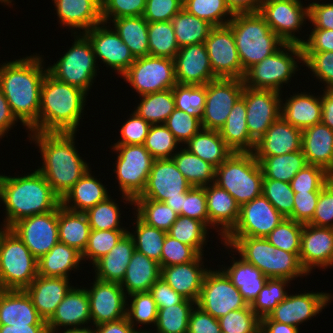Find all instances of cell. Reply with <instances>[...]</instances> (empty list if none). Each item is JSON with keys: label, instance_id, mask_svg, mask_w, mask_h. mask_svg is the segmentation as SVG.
<instances>
[{"label": "cell", "instance_id": "obj_1", "mask_svg": "<svg viewBox=\"0 0 333 333\" xmlns=\"http://www.w3.org/2000/svg\"><path fill=\"white\" fill-rule=\"evenodd\" d=\"M44 55L30 56L1 63L0 87L12 114L28 132H38L41 86L48 68Z\"/></svg>", "mask_w": 333, "mask_h": 333}, {"label": "cell", "instance_id": "obj_2", "mask_svg": "<svg viewBox=\"0 0 333 333\" xmlns=\"http://www.w3.org/2000/svg\"><path fill=\"white\" fill-rule=\"evenodd\" d=\"M28 140L39 148L38 171L62 199L91 165L80 156L76 132H28Z\"/></svg>", "mask_w": 333, "mask_h": 333}, {"label": "cell", "instance_id": "obj_3", "mask_svg": "<svg viewBox=\"0 0 333 333\" xmlns=\"http://www.w3.org/2000/svg\"><path fill=\"white\" fill-rule=\"evenodd\" d=\"M24 175L0 173V204L5 206V217L0 227L10 228L17 221L57 209L61 198L46 178L35 168Z\"/></svg>", "mask_w": 333, "mask_h": 333}, {"label": "cell", "instance_id": "obj_4", "mask_svg": "<svg viewBox=\"0 0 333 333\" xmlns=\"http://www.w3.org/2000/svg\"><path fill=\"white\" fill-rule=\"evenodd\" d=\"M88 94L56 80L49 73L41 86L38 132H76L80 126Z\"/></svg>", "mask_w": 333, "mask_h": 333}, {"label": "cell", "instance_id": "obj_5", "mask_svg": "<svg viewBox=\"0 0 333 333\" xmlns=\"http://www.w3.org/2000/svg\"><path fill=\"white\" fill-rule=\"evenodd\" d=\"M227 25L232 29L242 64V79L249 68L275 53L284 44L259 12L235 14Z\"/></svg>", "mask_w": 333, "mask_h": 333}, {"label": "cell", "instance_id": "obj_6", "mask_svg": "<svg viewBox=\"0 0 333 333\" xmlns=\"http://www.w3.org/2000/svg\"><path fill=\"white\" fill-rule=\"evenodd\" d=\"M298 62V63H297ZM302 63L301 65H299ZM300 66V67H299ZM304 66L302 46L284 43L275 53L249 68L243 77L244 86L251 89L273 90L283 93L296 71Z\"/></svg>", "mask_w": 333, "mask_h": 333}, {"label": "cell", "instance_id": "obj_7", "mask_svg": "<svg viewBox=\"0 0 333 333\" xmlns=\"http://www.w3.org/2000/svg\"><path fill=\"white\" fill-rule=\"evenodd\" d=\"M214 183L241 206L262 195L263 172L252 153L233 152L215 168Z\"/></svg>", "mask_w": 333, "mask_h": 333}, {"label": "cell", "instance_id": "obj_8", "mask_svg": "<svg viewBox=\"0 0 333 333\" xmlns=\"http://www.w3.org/2000/svg\"><path fill=\"white\" fill-rule=\"evenodd\" d=\"M38 260L9 228L0 227V289L25 290L38 275Z\"/></svg>", "mask_w": 333, "mask_h": 333}, {"label": "cell", "instance_id": "obj_9", "mask_svg": "<svg viewBox=\"0 0 333 333\" xmlns=\"http://www.w3.org/2000/svg\"><path fill=\"white\" fill-rule=\"evenodd\" d=\"M72 36V46L63 52L56 63L47 66L48 73L56 80L77 87L89 95L99 73V64L88 38L83 33H71Z\"/></svg>", "mask_w": 333, "mask_h": 333}, {"label": "cell", "instance_id": "obj_10", "mask_svg": "<svg viewBox=\"0 0 333 333\" xmlns=\"http://www.w3.org/2000/svg\"><path fill=\"white\" fill-rule=\"evenodd\" d=\"M116 161L112 170L117 180L120 199L123 203L133 206V200L139 197L145 189L151 172L154 158L144 145H112ZM125 201V202H124Z\"/></svg>", "mask_w": 333, "mask_h": 333}, {"label": "cell", "instance_id": "obj_11", "mask_svg": "<svg viewBox=\"0 0 333 333\" xmlns=\"http://www.w3.org/2000/svg\"><path fill=\"white\" fill-rule=\"evenodd\" d=\"M121 77L138 96L172 89L177 84L174 60L150 55L136 58Z\"/></svg>", "mask_w": 333, "mask_h": 333}, {"label": "cell", "instance_id": "obj_12", "mask_svg": "<svg viewBox=\"0 0 333 333\" xmlns=\"http://www.w3.org/2000/svg\"><path fill=\"white\" fill-rule=\"evenodd\" d=\"M196 305L219 319L230 311L245 308L248 304L219 267L218 270L213 268L206 273Z\"/></svg>", "mask_w": 333, "mask_h": 333}, {"label": "cell", "instance_id": "obj_13", "mask_svg": "<svg viewBox=\"0 0 333 333\" xmlns=\"http://www.w3.org/2000/svg\"><path fill=\"white\" fill-rule=\"evenodd\" d=\"M303 4L301 0L263 1L259 13L284 43L301 45L302 39L298 34L309 20L308 5Z\"/></svg>", "mask_w": 333, "mask_h": 333}, {"label": "cell", "instance_id": "obj_14", "mask_svg": "<svg viewBox=\"0 0 333 333\" xmlns=\"http://www.w3.org/2000/svg\"><path fill=\"white\" fill-rule=\"evenodd\" d=\"M243 89V79L218 78L207 83L205 107L201 115L202 129L219 131L242 96Z\"/></svg>", "mask_w": 333, "mask_h": 333}, {"label": "cell", "instance_id": "obj_15", "mask_svg": "<svg viewBox=\"0 0 333 333\" xmlns=\"http://www.w3.org/2000/svg\"><path fill=\"white\" fill-rule=\"evenodd\" d=\"M112 24L101 22L83 34L92 45L97 62L121 76L135 61L129 47L121 40Z\"/></svg>", "mask_w": 333, "mask_h": 333}, {"label": "cell", "instance_id": "obj_16", "mask_svg": "<svg viewBox=\"0 0 333 333\" xmlns=\"http://www.w3.org/2000/svg\"><path fill=\"white\" fill-rule=\"evenodd\" d=\"M9 229L23 241L38 260L59 242L58 208L44 214L23 218Z\"/></svg>", "mask_w": 333, "mask_h": 333}, {"label": "cell", "instance_id": "obj_17", "mask_svg": "<svg viewBox=\"0 0 333 333\" xmlns=\"http://www.w3.org/2000/svg\"><path fill=\"white\" fill-rule=\"evenodd\" d=\"M282 93L251 89L244 86L242 97L246 104V124L250 137L256 142L281 115Z\"/></svg>", "mask_w": 333, "mask_h": 333}, {"label": "cell", "instance_id": "obj_18", "mask_svg": "<svg viewBox=\"0 0 333 333\" xmlns=\"http://www.w3.org/2000/svg\"><path fill=\"white\" fill-rule=\"evenodd\" d=\"M204 44L217 78L242 79V64L232 29L228 25L213 27Z\"/></svg>", "mask_w": 333, "mask_h": 333}, {"label": "cell", "instance_id": "obj_19", "mask_svg": "<svg viewBox=\"0 0 333 333\" xmlns=\"http://www.w3.org/2000/svg\"><path fill=\"white\" fill-rule=\"evenodd\" d=\"M333 300V294L323 291L288 294L269 314L268 317L276 322L299 326L312 320Z\"/></svg>", "mask_w": 333, "mask_h": 333}, {"label": "cell", "instance_id": "obj_20", "mask_svg": "<svg viewBox=\"0 0 333 333\" xmlns=\"http://www.w3.org/2000/svg\"><path fill=\"white\" fill-rule=\"evenodd\" d=\"M285 219L263 195L240 206L239 218L225 237H266Z\"/></svg>", "mask_w": 333, "mask_h": 333}, {"label": "cell", "instance_id": "obj_21", "mask_svg": "<svg viewBox=\"0 0 333 333\" xmlns=\"http://www.w3.org/2000/svg\"><path fill=\"white\" fill-rule=\"evenodd\" d=\"M95 279V280H94ZM85 287L90 302L91 325H100L126 317L127 295L120 283L93 278Z\"/></svg>", "mask_w": 333, "mask_h": 333}, {"label": "cell", "instance_id": "obj_22", "mask_svg": "<svg viewBox=\"0 0 333 333\" xmlns=\"http://www.w3.org/2000/svg\"><path fill=\"white\" fill-rule=\"evenodd\" d=\"M191 187L172 158L155 159L145 189L135 199L165 202L167 199L182 198V193Z\"/></svg>", "mask_w": 333, "mask_h": 333}, {"label": "cell", "instance_id": "obj_23", "mask_svg": "<svg viewBox=\"0 0 333 333\" xmlns=\"http://www.w3.org/2000/svg\"><path fill=\"white\" fill-rule=\"evenodd\" d=\"M299 258L309 275L316 268L333 267V228L304 224Z\"/></svg>", "mask_w": 333, "mask_h": 333}, {"label": "cell", "instance_id": "obj_24", "mask_svg": "<svg viewBox=\"0 0 333 333\" xmlns=\"http://www.w3.org/2000/svg\"><path fill=\"white\" fill-rule=\"evenodd\" d=\"M177 84L206 85L218 79L212 71L204 43L181 47L174 58Z\"/></svg>", "mask_w": 333, "mask_h": 333}, {"label": "cell", "instance_id": "obj_25", "mask_svg": "<svg viewBox=\"0 0 333 333\" xmlns=\"http://www.w3.org/2000/svg\"><path fill=\"white\" fill-rule=\"evenodd\" d=\"M46 323L49 333L89 326L91 312L86 288L73 286Z\"/></svg>", "mask_w": 333, "mask_h": 333}, {"label": "cell", "instance_id": "obj_26", "mask_svg": "<svg viewBox=\"0 0 333 333\" xmlns=\"http://www.w3.org/2000/svg\"><path fill=\"white\" fill-rule=\"evenodd\" d=\"M302 149V131L281 116L255 142L252 154L260 162L265 157L279 156Z\"/></svg>", "mask_w": 333, "mask_h": 333}, {"label": "cell", "instance_id": "obj_27", "mask_svg": "<svg viewBox=\"0 0 333 333\" xmlns=\"http://www.w3.org/2000/svg\"><path fill=\"white\" fill-rule=\"evenodd\" d=\"M58 23L72 34L84 33L103 22L101 0H52ZM82 30V31H81Z\"/></svg>", "mask_w": 333, "mask_h": 333}, {"label": "cell", "instance_id": "obj_28", "mask_svg": "<svg viewBox=\"0 0 333 333\" xmlns=\"http://www.w3.org/2000/svg\"><path fill=\"white\" fill-rule=\"evenodd\" d=\"M204 188L209 227L219 232L220 238L218 239L222 242V239L234 228L238 221L240 205L228 191L214 182Z\"/></svg>", "mask_w": 333, "mask_h": 333}, {"label": "cell", "instance_id": "obj_29", "mask_svg": "<svg viewBox=\"0 0 333 333\" xmlns=\"http://www.w3.org/2000/svg\"><path fill=\"white\" fill-rule=\"evenodd\" d=\"M204 255H199L194 261L161 268V276L173 290L186 299L197 302L206 273Z\"/></svg>", "mask_w": 333, "mask_h": 333}, {"label": "cell", "instance_id": "obj_30", "mask_svg": "<svg viewBox=\"0 0 333 333\" xmlns=\"http://www.w3.org/2000/svg\"><path fill=\"white\" fill-rule=\"evenodd\" d=\"M70 279L64 277H45L37 275L32 283L25 289L26 293L32 299L34 307L39 316L48 321L59 303L65 295L74 286Z\"/></svg>", "mask_w": 333, "mask_h": 333}, {"label": "cell", "instance_id": "obj_31", "mask_svg": "<svg viewBox=\"0 0 333 333\" xmlns=\"http://www.w3.org/2000/svg\"><path fill=\"white\" fill-rule=\"evenodd\" d=\"M241 258L257 267L267 278H276V247L264 237H224Z\"/></svg>", "mask_w": 333, "mask_h": 333}, {"label": "cell", "instance_id": "obj_32", "mask_svg": "<svg viewBox=\"0 0 333 333\" xmlns=\"http://www.w3.org/2000/svg\"><path fill=\"white\" fill-rule=\"evenodd\" d=\"M295 93V94H294ZM315 95V96H314ZM286 99V100H284ZM281 99V117L301 131L321 123V95L312 92H292Z\"/></svg>", "mask_w": 333, "mask_h": 333}, {"label": "cell", "instance_id": "obj_33", "mask_svg": "<svg viewBox=\"0 0 333 333\" xmlns=\"http://www.w3.org/2000/svg\"><path fill=\"white\" fill-rule=\"evenodd\" d=\"M220 243L224 245V248L228 251L229 256L231 257V252H233L234 257L232 256L230 258L229 262L231 263L229 266L226 267L224 264V266L217 265V267H221L220 269L227 275L232 284L238 288L244 301L248 305H251L258 296L259 292L262 290L263 286L266 284L268 278L257 267L245 261L240 256L237 260L235 257L237 253L235 252L234 254V250L229 245L223 242Z\"/></svg>", "mask_w": 333, "mask_h": 333}, {"label": "cell", "instance_id": "obj_34", "mask_svg": "<svg viewBox=\"0 0 333 333\" xmlns=\"http://www.w3.org/2000/svg\"><path fill=\"white\" fill-rule=\"evenodd\" d=\"M0 325H47L25 290L0 289Z\"/></svg>", "mask_w": 333, "mask_h": 333}, {"label": "cell", "instance_id": "obj_35", "mask_svg": "<svg viewBox=\"0 0 333 333\" xmlns=\"http://www.w3.org/2000/svg\"><path fill=\"white\" fill-rule=\"evenodd\" d=\"M302 151L308 164L333 176V131L327 125L319 123L302 131Z\"/></svg>", "mask_w": 333, "mask_h": 333}, {"label": "cell", "instance_id": "obj_36", "mask_svg": "<svg viewBox=\"0 0 333 333\" xmlns=\"http://www.w3.org/2000/svg\"><path fill=\"white\" fill-rule=\"evenodd\" d=\"M91 170L92 168H89L61 199V205L65 209L85 213L110 196L107 187Z\"/></svg>", "mask_w": 333, "mask_h": 333}, {"label": "cell", "instance_id": "obj_37", "mask_svg": "<svg viewBox=\"0 0 333 333\" xmlns=\"http://www.w3.org/2000/svg\"><path fill=\"white\" fill-rule=\"evenodd\" d=\"M134 252L133 238L127 232L109 253L92 266L93 277L105 282L121 283Z\"/></svg>", "mask_w": 333, "mask_h": 333}, {"label": "cell", "instance_id": "obj_38", "mask_svg": "<svg viewBox=\"0 0 333 333\" xmlns=\"http://www.w3.org/2000/svg\"><path fill=\"white\" fill-rule=\"evenodd\" d=\"M81 264H84L82 254L59 241L47 254L38 259V275L70 279L72 270L76 272L83 268Z\"/></svg>", "mask_w": 333, "mask_h": 333}, {"label": "cell", "instance_id": "obj_39", "mask_svg": "<svg viewBox=\"0 0 333 333\" xmlns=\"http://www.w3.org/2000/svg\"><path fill=\"white\" fill-rule=\"evenodd\" d=\"M160 276L159 263L135 250L120 286L127 296L136 292H149Z\"/></svg>", "mask_w": 333, "mask_h": 333}, {"label": "cell", "instance_id": "obj_40", "mask_svg": "<svg viewBox=\"0 0 333 333\" xmlns=\"http://www.w3.org/2000/svg\"><path fill=\"white\" fill-rule=\"evenodd\" d=\"M246 115L245 99L241 96L231 109L226 123L219 130L220 136L233 152H253L255 141L249 135Z\"/></svg>", "mask_w": 333, "mask_h": 333}, {"label": "cell", "instance_id": "obj_41", "mask_svg": "<svg viewBox=\"0 0 333 333\" xmlns=\"http://www.w3.org/2000/svg\"><path fill=\"white\" fill-rule=\"evenodd\" d=\"M90 231L91 228L85 213L67 210L62 205L58 207L60 242L75 248L82 254L87 247Z\"/></svg>", "mask_w": 333, "mask_h": 333}, {"label": "cell", "instance_id": "obj_42", "mask_svg": "<svg viewBox=\"0 0 333 333\" xmlns=\"http://www.w3.org/2000/svg\"><path fill=\"white\" fill-rule=\"evenodd\" d=\"M183 147L215 168L233 153L217 130L201 129Z\"/></svg>", "mask_w": 333, "mask_h": 333}, {"label": "cell", "instance_id": "obj_43", "mask_svg": "<svg viewBox=\"0 0 333 333\" xmlns=\"http://www.w3.org/2000/svg\"><path fill=\"white\" fill-rule=\"evenodd\" d=\"M111 23L135 59L149 55L148 21L143 16L121 17Z\"/></svg>", "mask_w": 333, "mask_h": 333}, {"label": "cell", "instance_id": "obj_44", "mask_svg": "<svg viewBox=\"0 0 333 333\" xmlns=\"http://www.w3.org/2000/svg\"><path fill=\"white\" fill-rule=\"evenodd\" d=\"M172 159L192 187H205L214 182L215 167L185 147H180Z\"/></svg>", "mask_w": 333, "mask_h": 333}, {"label": "cell", "instance_id": "obj_45", "mask_svg": "<svg viewBox=\"0 0 333 333\" xmlns=\"http://www.w3.org/2000/svg\"><path fill=\"white\" fill-rule=\"evenodd\" d=\"M140 103L134 107L140 117L150 125L164 124L170 114L175 110L173 89L164 90L139 96Z\"/></svg>", "mask_w": 333, "mask_h": 333}, {"label": "cell", "instance_id": "obj_46", "mask_svg": "<svg viewBox=\"0 0 333 333\" xmlns=\"http://www.w3.org/2000/svg\"><path fill=\"white\" fill-rule=\"evenodd\" d=\"M179 47L204 43L214 27L208 21L181 9L170 21Z\"/></svg>", "mask_w": 333, "mask_h": 333}, {"label": "cell", "instance_id": "obj_47", "mask_svg": "<svg viewBox=\"0 0 333 333\" xmlns=\"http://www.w3.org/2000/svg\"><path fill=\"white\" fill-rule=\"evenodd\" d=\"M263 178L290 183L308 163L302 149L279 156L265 157L259 162Z\"/></svg>", "mask_w": 333, "mask_h": 333}, {"label": "cell", "instance_id": "obj_48", "mask_svg": "<svg viewBox=\"0 0 333 333\" xmlns=\"http://www.w3.org/2000/svg\"><path fill=\"white\" fill-rule=\"evenodd\" d=\"M133 215V231L132 228L129 229L128 234L133 238L135 250L159 263L167 232L149 226L141 221L135 214Z\"/></svg>", "mask_w": 333, "mask_h": 333}, {"label": "cell", "instance_id": "obj_49", "mask_svg": "<svg viewBox=\"0 0 333 333\" xmlns=\"http://www.w3.org/2000/svg\"><path fill=\"white\" fill-rule=\"evenodd\" d=\"M209 230L210 228L203 222L180 215L167 234L181 243L193 247L200 255H204V247L209 242Z\"/></svg>", "mask_w": 333, "mask_h": 333}, {"label": "cell", "instance_id": "obj_50", "mask_svg": "<svg viewBox=\"0 0 333 333\" xmlns=\"http://www.w3.org/2000/svg\"><path fill=\"white\" fill-rule=\"evenodd\" d=\"M134 214L149 226L168 231L179 216L165 202L134 199Z\"/></svg>", "mask_w": 333, "mask_h": 333}, {"label": "cell", "instance_id": "obj_51", "mask_svg": "<svg viewBox=\"0 0 333 333\" xmlns=\"http://www.w3.org/2000/svg\"><path fill=\"white\" fill-rule=\"evenodd\" d=\"M196 302L184 299L167 308H158L154 333H187L189 316Z\"/></svg>", "mask_w": 333, "mask_h": 333}, {"label": "cell", "instance_id": "obj_52", "mask_svg": "<svg viewBox=\"0 0 333 333\" xmlns=\"http://www.w3.org/2000/svg\"><path fill=\"white\" fill-rule=\"evenodd\" d=\"M149 55L175 58L180 47L170 21L148 22Z\"/></svg>", "mask_w": 333, "mask_h": 333}, {"label": "cell", "instance_id": "obj_53", "mask_svg": "<svg viewBox=\"0 0 333 333\" xmlns=\"http://www.w3.org/2000/svg\"><path fill=\"white\" fill-rule=\"evenodd\" d=\"M129 301V302H128ZM158 308L150 292H136L127 296L126 318L130 325L137 329L139 326L155 327ZM137 326V327H136Z\"/></svg>", "mask_w": 333, "mask_h": 333}, {"label": "cell", "instance_id": "obj_54", "mask_svg": "<svg viewBox=\"0 0 333 333\" xmlns=\"http://www.w3.org/2000/svg\"><path fill=\"white\" fill-rule=\"evenodd\" d=\"M111 195L85 212L92 230H128L121 226L123 213ZM127 228V229H126Z\"/></svg>", "mask_w": 333, "mask_h": 333}, {"label": "cell", "instance_id": "obj_55", "mask_svg": "<svg viewBox=\"0 0 333 333\" xmlns=\"http://www.w3.org/2000/svg\"><path fill=\"white\" fill-rule=\"evenodd\" d=\"M291 280L268 278L258 296L250 305L254 313L261 319L268 314L288 295L286 290ZM287 287V288H286Z\"/></svg>", "mask_w": 333, "mask_h": 333}, {"label": "cell", "instance_id": "obj_56", "mask_svg": "<svg viewBox=\"0 0 333 333\" xmlns=\"http://www.w3.org/2000/svg\"><path fill=\"white\" fill-rule=\"evenodd\" d=\"M183 9L211 25L224 26L233 18V14L224 0H187Z\"/></svg>", "mask_w": 333, "mask_h": 333}, {"label": "cell", "instance_id": "obj_57", "mask_svg": "<svg viewBox=\"0 0 333 333\" xmlns=\"http://www.w3.org/2000/svg\"><path fill=\"white\" fill-rule=\"evenodd\" d=\"M143 145L154 159H171L181 147L164 124L151 125Z\"/></svg>", "mask_w": 333, "mask_h": 333}, {"label": "cell", "instance_id": "obj_58", "mask_svg": "<svg viewBox=\"0 0 333 333\" xmlns=\"http://www.w3.org/2000/svg\"><path fill=\"white\" fill-rule=\"evenodd\" d=\"M128 230H92L86 249L82 253L83 262L86 260L92 266L111 251ZM90 259V260H89Z\"/></svg>", "mask_w": 333, "mask_h": 333}, {"label": "cell", "instance_id": "obj_59", "mask_svg": "<svg viewBox=\"0 0 333 333\" xmlns=\"http://www.w3.org/2000/svg\"><path fill=\"white\" fill-rule=\"evenodd\" d=\"M172 89L176 109L201 117L205 107L206 85L176 84Z\"/></svg>", "mask_w": 333, "mask_h": 333}, {"label": "cell", "instance_id": "obj_60", "mask_svg": "<svg viewBox=\"0 0 333 333\" xmlns=\"http://www.w3.org/2000/svg\"><path fill=\"white\" fill-rule=\"evenodd\" d=\"M303 225L290 218H285L265 238L276 248L299 253Z\"/></svg>", "mask_w": 333, "mask_h": 333}, {"label": "cell", "instance_id": "obj_61", "mask_svg": "<svg viewBox=\"0 0 333 333\" xmlns=\"http://www.w3.org/2000/svg\"><path fill=\"white\" fill-rule=\"evenodd\" d=\"M294 191L290 183L263 178L262 195L275 207L285 218H289L293 212Z\"/></svg>", "mask_w": 333, "mask_h": 333}, {"label": "cell", "instance_id": "obj_62", "mask_svg": "<svg viewBox=\"0 0 333 333\" xmlns=\"http://www.w3.org/2000/svg\"><path fill=\"white\" fill-rule=\"evenodd\" d=\"M220 329L226 333H260L261 319L250 305L230 311L219 319Z\"/></svg>", "mask_w": 333, "mask_h": 333}, {"label": "cell", "instance_id": "obj_63", "mask_svg": "<svg viewBox=\"0 0 333 333\" xmlns=\"http://www.w3.org/2000/svg\"><path fill=\"white\" fill-rule=\"evenodd\" d=\"M303 59L313 78L324 83L321 89L333 90V52H303Z\"/></svg>", "mask_w": 333, "mask_h": 333}, {"label": "cell", "instance_id": "obj_64", "mask_svg": "<svg viewBox=\"0 0 333 333\" xmlns=\"http://www.w3.org/2000/svg\"><path fill=\"white\" fill-rule=\"evenodd\" d=\"M333 176L325 169L307 164L290 181L294 192H320Z\"/></svg>", "mask_w": 333, "mask_h": 333}, {"label": "cell", "instance_id": "obj_65", "mask_svg": "<svg viewBox=\"0 0 333 333\" xmlns=\"http://www.w3.org/2000/svg\"><path fill=\"white\" fill-rule=\"evenodd\" d=\"M164 125L173 133L177 142L184 146L202 129L201 117L188 115L184 111L175 110L167 118Z\"/></svg>", "mask_w": 333, "mask_h": 333}, {"label": "cell", "instance_id": "obj_66", "mask_svg": "<svg viewBox=\"0 0 333 333\" xmlns=\"http://www.w3.org/2000/svg\"><path fill=\"white\" fill-rule=\"evenodd\" d=\"M200 254L188 246L166 234L162 247L160 267L185 264L194 261Z\"/></svg>", "mask_w": 333, "mask_h": 333}, {"label": "cell", "instance_id": "obj_67", "mask_svg": "<svg viewBox=\"0 0 333 333\" xmlns=\"http://www.w3.org/2000/svg\"><path fill=\"white\" fill-rule=\"evenodd\" d=\"M147 0H101L102 20L109 23L113 19L130 16H143Z\"/></svg>", "mask_w": 333, "mask_h": 333}, {"label": "cell", "instance_id": "obj_68", "mask_svg": "<svg viewBox=\"0 0 333 333\" xmlns=\"http://www.w3.org/2000/svg\"><path fill=\"white\" fill-rule=\"evenodd\" d=\"M150 124L135 111L120 126V139L112 145H142L148 135Z\"/></svg>", "mask_w": 333, "mask_h": 333}, {"label": "cell", "instance_id": "obj_69", "mask_svg": "<svg viewBox=\"0 0 333 333\" xmlns=\"http://www.w3.org/2000/svg\"><path fill=\"white\" fill-rule=\"evenodd\" d=\"M181 216L199 220L209 228V215L204 187H191L187 192L183 193Z\"/></svg>", "mask_w": 333, "mask_h": 333}, {"label": "cell", "instance_id": "obj_70", "mask_svg": "<svg viewBox=\"0 0 333 333\" xmlns=\"http://www.w3.org/2000/svg\"><path fill=\"white\" fill-rule=\"evenodd\" d=\"M276 256V278L287 279L295 281L298 277L307 278L309 274L303 268L299 253L286 252L282 249L276 248L274 251Z\"/></svg>", "mask_w": 333, "mask_h": 333}, {"label": "cell", "instance_id": "obj_71", "mask_svg": "<svg viewBox=\"0 0 333 333\" xmlns=\"http://www.w3.org/2000/svg\"><path fill=\"white\" fill-rule=\"evenodd\" d=\"M308 224L333 228V177L321 189L314 216Z\"/></svg>", "mask_w": 333, "mask_h": 333}, {"label": "cell", "instance_id": "obj_72", "mask_svg": "<svg viewBox=\"0 0 333 333\" xmlns=\"http://www.w3.org/2000/svg\"><path fill=\"white\" fill-rule=\"evenodd\" d=\"M182 8L180 0H147L143 17L148 22L171 21Z\"/></svg>", "mask_w": 333, "mask_h": 333}, {"label": "cell", "instance_id": "obj_73", "mask_svg": "<svg viewBox=\"0 0 333 333\" xmlns=\"http://www.w3.org/2000/svg\"><path fill=\"white\" fill-rule=\"evenodd\" d=\"M319 193L295 192L293 212L289 218L301 224H308L314 216Z\"/></svg>", "mask_w": 333, "mask_h": 333}, {"label": "cell", "instance_id": "obj_74", "mask_svg": "<svg viewBox=\"0 0 333 333\" xmlns=\"http://www.w3.org/2000/svg\"><path fill=\"white\" fill-rule=\"evenodd\" d=\"M314 1L308 3V22L312 23V29L333 30V2Z\"/></svg>", "mask_w": 333, "mask_h": 333}, {"label": "cell", "instance_id": "obj_75", "mask_svg": "<svg viewBox=\"0 0 333 333\" xmlns=\"http://www.w3.org/2000/svg\"><path fill=\"white\" fill-rule=\"evenodd\" d=\"M308 35L302 37L303 52H333V30L312 29Z\"/></svg>", "mask_w": 333, "mask_h": 333}, {"label": "cell", "instance_id": "obj_76", "mask_svg": "<svg viewBox=\"0 0 333 333\" xmlns=\"http://www.w3.org/2000/svg\"><path fill=\"white\" fill-rule=\"evenodd\" d=\"M220 331L219 320L195 305L189 316L187 333H220Z\"/></svg>", "mask_w": 333, "mask_h": 333}, {"label": "cell", "instance_id": "obj_77", "mask_svg": "<svg viewBox=\"0 0 333 333\" xmlns=\"http://www.w3.org/2000/svg\"><path fill=\"white\" fill-rule=\"evenodd\" d=\"M157 308H167L181 303L185 297L173 290L163 279L159 278L149 291Z\"/></svg>", "mask_w": 333, "mask_h": 333}, {"label": "cell", "instance_id": "obj_78", "mask_svg": "<svg viewBox=\"0 0 333 333\" xmlns=\"http://www.w3.org/2000/svg\"><path fill=\"white\" fill-rule=\"evenodd\" d=\"M17 122L19 123L12 114L8 101L0 87V140L5 136L8 138L9 131L17 126Z\"/></svg>", "mask_w": 333, "mask_h": 333}, {"label": "cell", "instance_id": "obj_79", "mask_svg": "<svg viewBox=\"0 0 333 333\" xmlns=\"http://www.w3.org/2000/svg\"><path fill=\"white\" fill-rule=\"evenodd\" d=\"M233 15L258 13L261 8V0H224Z\"/></svg>", "mask_w": 333, "mask_h": 333}, {"label": "cell", "instance_id": "obj_80", "mask_svg": "<svg viewBox=\"0 0 333 333\" xmlns=\"http://www.w3.org/2000/svg\"><path fill=\"white\" fill-rule=\"evenodd\" d=\"M97 333H136L137 330L133 328L126 317L117 321L103 323L95 326Z\"/></svg>", "mask_w": 333, "mask_h": 333}]
</instances>
